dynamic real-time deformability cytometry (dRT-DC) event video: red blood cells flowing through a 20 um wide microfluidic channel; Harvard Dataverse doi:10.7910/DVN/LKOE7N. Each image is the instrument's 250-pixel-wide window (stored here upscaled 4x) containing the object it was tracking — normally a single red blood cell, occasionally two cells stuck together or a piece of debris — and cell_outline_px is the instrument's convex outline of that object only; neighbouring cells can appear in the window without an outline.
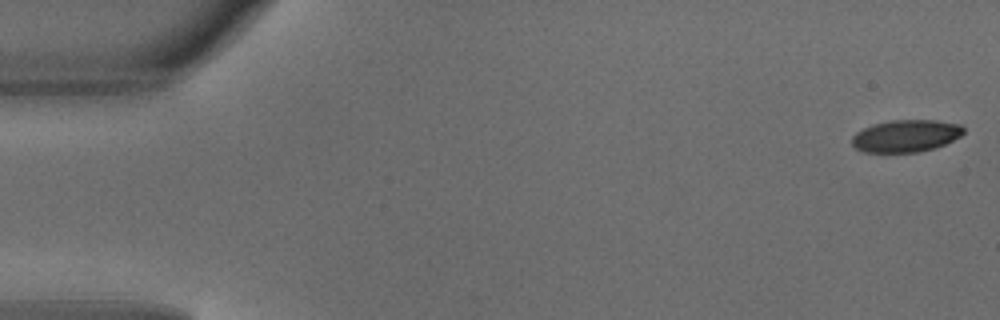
{"species": "common noctule bat (a hibernating species)", "species_latin": "Nyctalus noctula", "temperature_condition": "warm", "stored_images_in_passage": 4, "camera_frame_rate_fps": 3000, "um_per_image_px": 0.085, "animal": {"sex": "male", "body_mass_g": 18.8}, "frame": {"image": 1, "passage_image": 1, "time_ms": 0.0, "image_size_px": [1000, 320], "cell_outline_px": [[964, 132], [960, 136], [936, 148], [916, 152], [864, 152], [856, 148], [852, 144], [852, 136], [856, 132], [872, 124], [892, 120], [936, 120], [960, 124], [964, 128]], "centroid_in_image_um": [77.0, 11.54], "position_along_channel_um": 8.0, "area_um2": 20.92}}
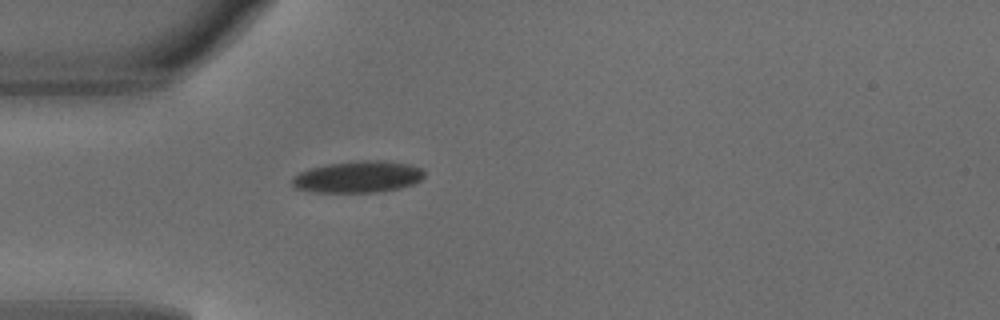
{"frame": {"image": 2, "passage_image": 4, "time_ms": 1.0, "image_size_px": [1000, 320], "cell_outline_px": [[424, 176], [420, 180], [412, 184], [400, 188], [376, 192], [312, 192], [292, 188], [292, 176], [308, 168], [328, 164], [360, 160], [384, 160], [408, 164], [420, 168], [424, 172]], "centroid_in_image_um": [30.37, 15.03], "position_along_channel_um": 54.6, "area_um2": 24.51}}